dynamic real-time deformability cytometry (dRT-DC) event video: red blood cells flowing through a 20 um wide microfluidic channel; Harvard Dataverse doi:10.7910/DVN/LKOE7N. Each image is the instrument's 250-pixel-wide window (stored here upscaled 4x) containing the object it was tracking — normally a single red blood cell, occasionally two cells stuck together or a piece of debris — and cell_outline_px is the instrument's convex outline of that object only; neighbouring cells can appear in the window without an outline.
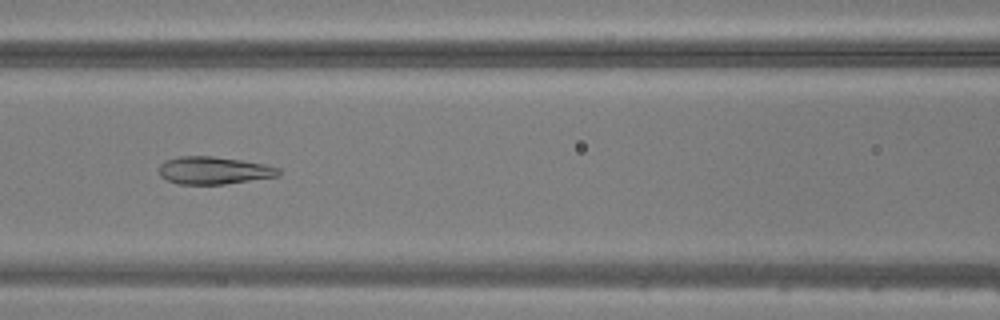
{"species": "common noctule bat (a hibernating species)", "species_latin": "Nyctalus noctula", "temperature_condition": "warm", "stored_images_in_passage": 36, "camera_frame_rate_fps": 3000, "um_per_image_px": 0.085, "animal": {"sex": "male", "body_mass_g": 20.5, "forearm_length_mm": 52.5}, "frame": {"image": 1, "passage_image": 10, "time_ms": 3.0, "image_size_px": [1000, 320], "cell_outline_px": [[280, 176], [224, 184], [176, 184], [160, 176], [160, 164], [164, 160], [180, 156], [212, 156], [240, 160], [264, 164], [280, 168]], "centroid_in_image_um": [18.17, 14.49], "position_along_channel_um": 148.4, "area_um2": 19.19}}
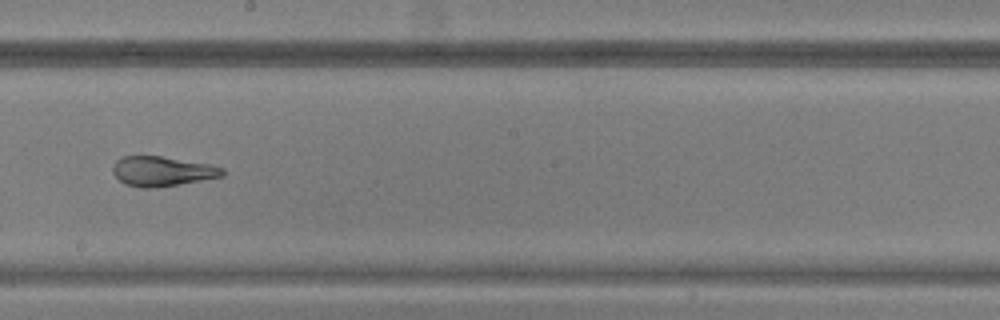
{"frame": {"image": 2, "passage_image": 16, "time_ms": 5.0, "image_size_px": [1000, 320], "cell_outline_px": [[224, 176], [156, 188], [140, 188], [124, 184], [112, 172], [112, 164], [116, 160], [124, 156], [160, 156], [212, 164], [224, 168]], "centroid_in_image_um": [13.78, 14.56], "position_along_channel_um": 234.4, "area_um2": 19.19}}
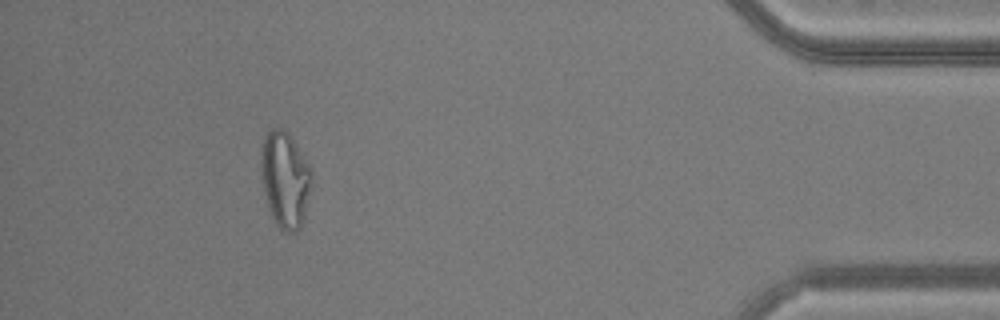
{"frame": {"image": 3, "passage_image": 32, "time_ms": 10.333, "image_size_px": [1000, 320], "cell_outline_px": [[312, 172], [304, 220], [300, 228], [296, 232], [284, 232], [276, 224], [272, 216], [264, 192], [260, 172], [260, 148], [264, 136], [268, 128], [284, 128], [288, 132], [296, 144], [308, 164]], "centroid_in_image_um": [24.19, 15.22], "position_along_channel_um": 411.0, "area_um2": 28.5}}